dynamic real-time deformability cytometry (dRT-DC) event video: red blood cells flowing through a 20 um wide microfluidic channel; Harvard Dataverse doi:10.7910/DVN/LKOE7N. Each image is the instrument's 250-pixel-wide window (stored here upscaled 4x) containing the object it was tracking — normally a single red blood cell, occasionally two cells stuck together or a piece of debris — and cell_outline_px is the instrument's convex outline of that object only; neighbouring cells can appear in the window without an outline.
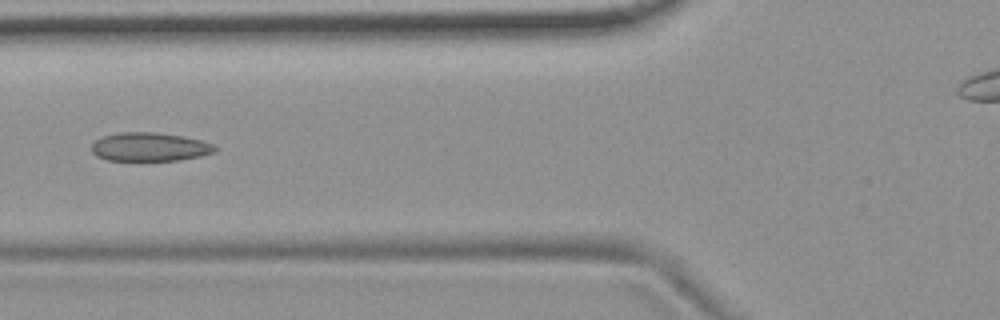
{"species": "common noctule bat (a hibernating species)", "species_latin": "Nyctalus noctula", "temperature_condition": "room temperature", "stored_images_in_passage": 6, "camera_frame_rate_fps": 3000, "um_per_image_px": 0.085, "animal": {"sex": "female", "body_mass_g": 19.9}, "frame": {"image": 1, "passage_image": 6, "time_ms": 1.667, "image_size_px": [1000, 320], "cell_outline_px": [[216, 152], [200, 156], [180, 160], [108, 160], [96, 156], [92, 152], [92, 144], [100, 136], [120, 132], [156, 132], [180, 136], [200, 140], [212, 144], [216, 148]], "centroid_in_image_um": [12.69, 12.48], "position_along_channel_um": 113.1, "area_um2": 20.52}}